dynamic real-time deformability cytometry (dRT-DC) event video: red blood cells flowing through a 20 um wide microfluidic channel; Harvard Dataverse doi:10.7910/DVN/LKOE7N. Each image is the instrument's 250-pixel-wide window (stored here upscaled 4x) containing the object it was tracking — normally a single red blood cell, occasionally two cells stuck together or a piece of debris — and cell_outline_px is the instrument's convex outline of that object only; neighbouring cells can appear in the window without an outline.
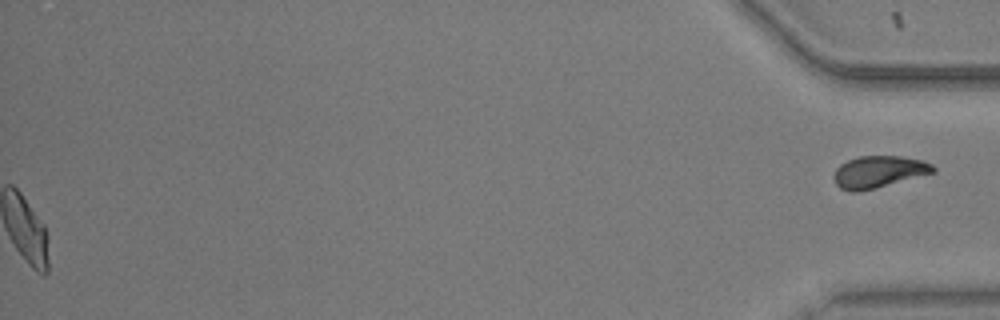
{"species": "common noctule bat (a hibernating species)", "species_latin": "Nyctalus noctula", "temperature_condition": "warm", "stored_images_in_passage": 51, "segment_of_instrument_passage": [2, 2], "camera_frame_rate_fps": 3000, "um_per_image_px": 0.085, "animal": {"sex": "male", "body_mass_g": 20.5, "forearm_length_mm": 52.5}, "frame": {"image": 1, "passage_image": 51, "time_ms": 16.667, "image_size_px": [1000, 320], "cell_outline_px": [[936, 172], [860, 192], [852, 192], [840, 188], [836, 184], [832, 176], [836, 168], [840, 164], [848, 160], [860, 156], [900, 156], [924, 160], [932, 164], [936, 168]], "centroid_in_image_um": [74.69, 14.6], "position_along_channel_um": 360.5, "area_um2": 18.61}}